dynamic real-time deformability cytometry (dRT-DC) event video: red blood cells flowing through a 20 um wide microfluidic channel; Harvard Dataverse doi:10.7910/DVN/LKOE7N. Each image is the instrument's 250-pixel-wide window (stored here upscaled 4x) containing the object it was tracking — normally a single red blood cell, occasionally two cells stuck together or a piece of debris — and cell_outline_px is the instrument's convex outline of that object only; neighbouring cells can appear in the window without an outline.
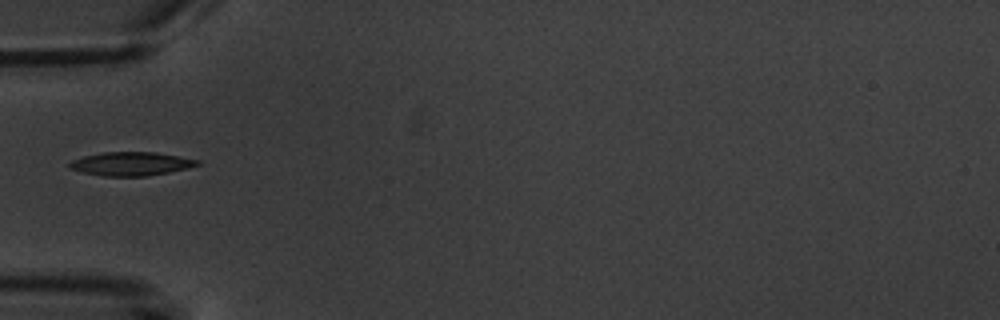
{"species": "common noctule bat (a hibernating species)", "species_latin": "Nyctalus noctula", "temperature_condition": "warm", "stored_images_in_passage": 4, "camera_frame_rate_fps": 3000, "um_per_image_px": 0.085, "animal": {"sex": "male", "body_mass_g": 20.1, "forearm_length_mm": 53.5}, "frame": {"image": 1, "passage_image": 4, "time_ms": 4.333, "image_size_px": [1000, 320], "cell_outline_px": [[200, 164], [188, 168], [148, 176], [104, 176], [84, 172], [68, 168], [68, 164], [72, 160], [84, 156], [104, 152], [156, 152], [200, 160]], "centroid_in_image_um": [11.14, 13.92], "position_along_channel_um": 73.9, "area_um2": 17.51}}